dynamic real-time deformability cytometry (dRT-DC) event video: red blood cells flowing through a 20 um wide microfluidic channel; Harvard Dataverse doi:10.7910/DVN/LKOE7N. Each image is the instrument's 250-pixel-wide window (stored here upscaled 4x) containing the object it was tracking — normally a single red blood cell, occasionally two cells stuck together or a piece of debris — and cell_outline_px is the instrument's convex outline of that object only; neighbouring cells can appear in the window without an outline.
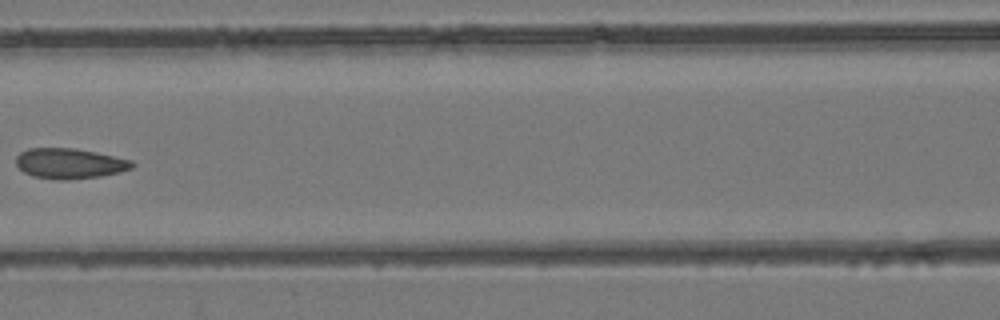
{"species": "common noctule bat (a hibernating species)", "species_latin": "Nyctalus noctula", "temperature_condition": "room temperature", "stored_images_in_passage": 8, "camera_frame_rate_fps": 3000, "um_per_image_px": 0.085, "animal": {"sex": "female", "body_mass_g": 24.6, "forearm_length_mm": 56.2}, "frame": {"image": 1, "passage_image": 7, "time_ms": 2.0, "image_size_px": [1000, 320], "cell_outline_px": [[136, 164], [132, 168], [100, 176], [68, 180], [60, 180], [32, 176], [24, 172], [16, 164], [16, 156], [20, 152], [28, 148], [76, 148], [96, 152], [132, 160]], "centroid_in_image_um": [5.9, 13.89], "position_along_channel_um": 160.7, "area_um2": 20.52}}
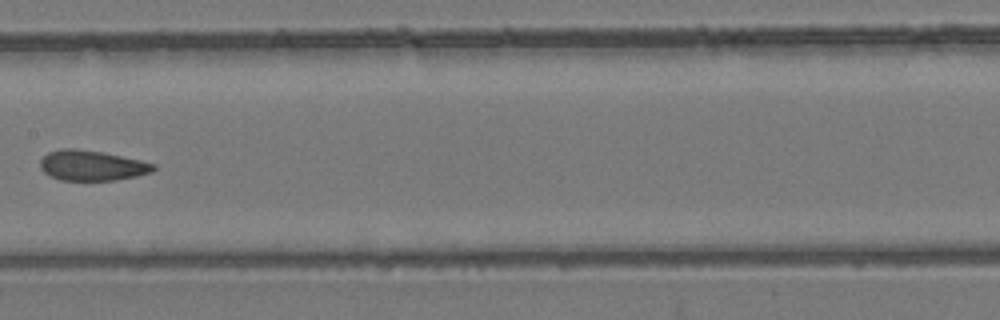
{"frame": {"image": 2, "passage_image": 8, "time_ms": 2.333, "image_size_px": [1000, 320], "cell_outline_px": [[156, 168], [152, 172], [136, 176], [116, 180], [60, 180], [48, 176], [40, 168], [40, 160], [48, 152], [64, 148], [76, 148], [104, 152], [140, 160], [156, 164]], "centroid_in_image_um": [7.8, 14.06], "position_along_channel_um": 199.6, "area_um2": 20.11}}